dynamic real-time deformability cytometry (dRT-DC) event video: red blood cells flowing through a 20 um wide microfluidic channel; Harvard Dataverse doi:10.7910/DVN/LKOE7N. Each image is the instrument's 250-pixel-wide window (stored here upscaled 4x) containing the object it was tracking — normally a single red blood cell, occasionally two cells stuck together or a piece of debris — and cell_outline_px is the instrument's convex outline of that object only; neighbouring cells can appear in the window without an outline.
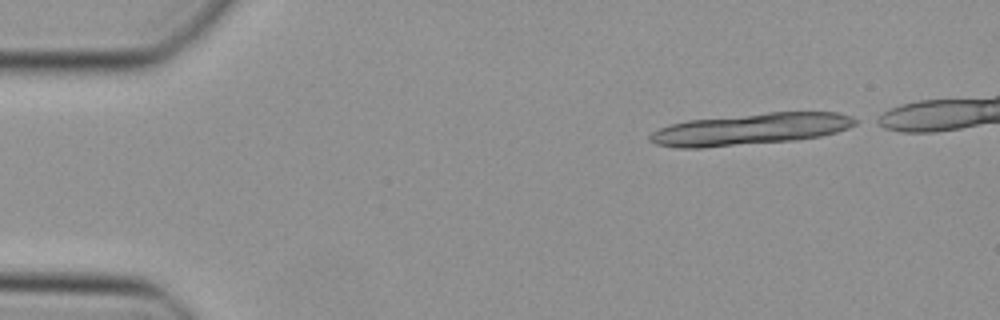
{"species": "Egyptian fruit bat (a non-hibernating species)", "species_latin": "Rousettus aegyptiacus", "temperature_condition": "cold", "stored_images_in_passage": 11, "camera_frame_rate_fps": 3000, "um_per_image_px": 0.085, "animal": {"sex": "female"}, "frame": {"image": 1, "passage_image": 1, "time_ms": 0.0, "image_size_px": [1000, 320], "cell_outline_px": [[860, 120], [856, 124], [848, 128], [836, 132], [820, 136], [796, 140], [704, 148], [676, 148], [656, 144], [648, 140], [648, 136], [652, 132], [660, 128], [672, 124], [688, 120], [768, 112], [836, 112], [852, 116]], "centroid_in_image_um": [63.8, 10.98], "position_along_channel_um": 21.2, "area_um2": 37.97}}